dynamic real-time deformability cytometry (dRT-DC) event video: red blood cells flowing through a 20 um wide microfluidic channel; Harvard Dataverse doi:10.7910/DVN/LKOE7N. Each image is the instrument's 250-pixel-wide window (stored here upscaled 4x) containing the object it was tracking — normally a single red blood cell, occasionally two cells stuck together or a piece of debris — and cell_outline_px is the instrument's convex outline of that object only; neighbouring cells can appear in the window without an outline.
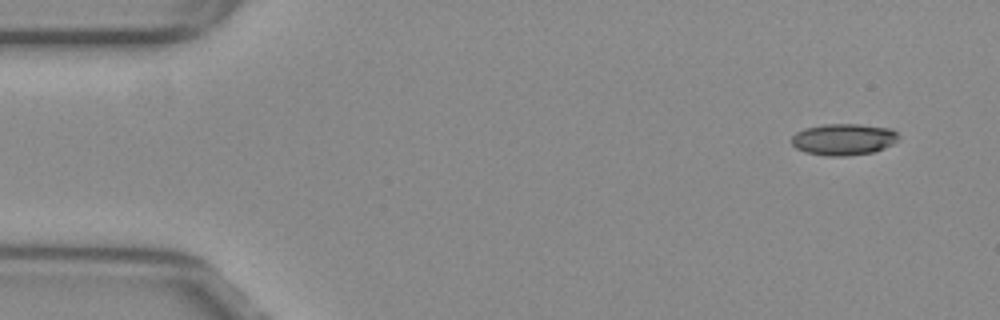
{"species": "common noctule bat (a hibernating species)", "species_latin": "Nyctalus noctula", "temperature_condition": "warm", "stored_images_in_passage": 10, "camera_frame_rate_fps": 3000, "um_per_image_px": 0.085, "animal": {"sex": "female", "body_mass_g": 29.2, "forearm_length_mm": 56.3}, "frame": {"image": 1, "passage_image": 1, "time_ms": 0.0, "image_size_px": [1000, 320], "cell_outline_px": [[900, 140], [884, 148], [872, 152], [848, 156], [828, 156], [804, 152], [796, 148], [792, 144], [792, 136], [796, 132], [804, 128], [824, 124], [860, 124], [892, 128], [900, 136]], "centroid_in_image_um": [71.72, 11.84], "position_along_channel_um": 13.3, "area_um2": 19.88}}